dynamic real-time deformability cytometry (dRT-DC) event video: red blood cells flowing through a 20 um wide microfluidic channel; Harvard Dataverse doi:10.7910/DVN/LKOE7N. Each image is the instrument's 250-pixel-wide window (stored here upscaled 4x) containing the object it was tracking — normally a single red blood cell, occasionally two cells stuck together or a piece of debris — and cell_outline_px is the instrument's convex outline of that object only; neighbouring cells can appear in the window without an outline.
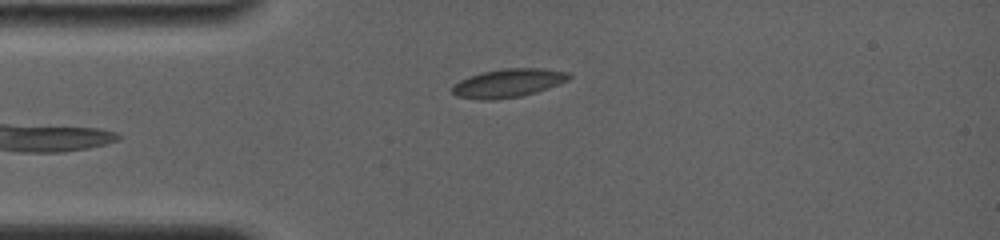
{"species": "common noctule bat (a hibernating species)", "species_latin": "Nyctalus noctula", "temperature_condition": "room temperature", "stored_images_in_passage": 8, "camera_frame_rate_fps": 4000, "um_per_image_px": 0.085, "animal": {"sex": "female", "body_mass_g": 19.0, "forearm_length_mm": 56.7}, "frame": {"image": 1, "passage_image": 2, "time_ms": 0.5, "image_size_px": [1000, 240], "cell_outline_px": [[572, 76], [568, 80], [548, 88], [536, 92], [520, 96], [492, 100], [480, 100], [456, 96], [452, 92], [452, 84], [468, 76], [484, 72], [504, 68], [540, 68], [568, 72]], "centroid_in_image_um": [43.17, 7.06], "position_along_channel_um": 41.8, "area_um2": 19.36}}
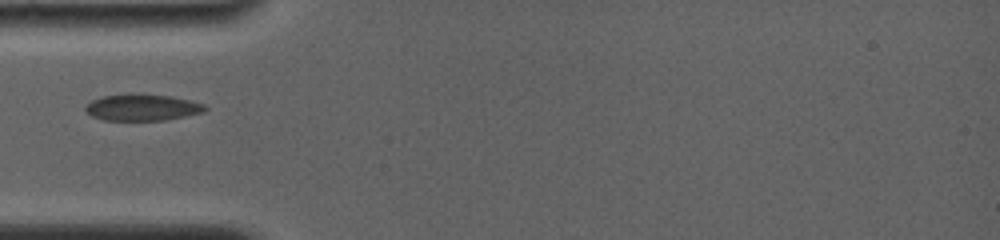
{"frame": {"image": 2, "passage_image": 5, "time_ms": 1.75, "image_size_px": [1000, 240], "cell_outline_px": [[208, 108], [204, 112], [164, 120], [104, 120], [92, 116], [84, 108], [92, 100], [104, 96], [172, 96], [204, 104]], "centroid_in_image_um": [12.13, 9.17], "position_along_channel_um": 72.9, "area_um2": 17.57}}
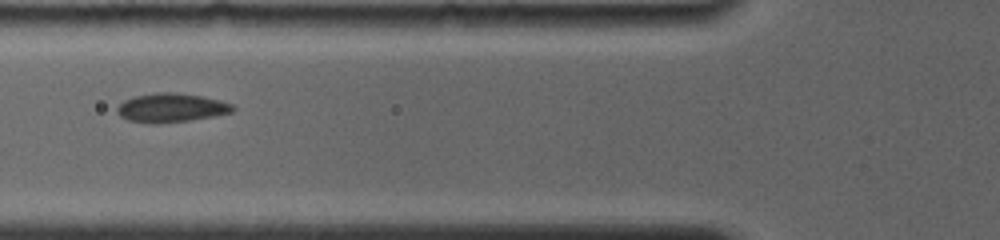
{"frame": {"image": 3, "passage_image": 7, "time_ms": 2.75, "image_size_px": [1000, 240], "cell_outline_px": [[236, 108], [232, 112], [216, 116], [188, 120], [156, 124], [148, 124], [128, 120], [120, 116], [116, 112], [116, 108], [124, 100], [136, 96], [156, 92], [176, 92], [200, 96], [220, 100], [232, 104]], "centroid_in_image_um": [14.54, 9.16], "position_along_channel_um": 111.3, "area_um2": 19.59}}